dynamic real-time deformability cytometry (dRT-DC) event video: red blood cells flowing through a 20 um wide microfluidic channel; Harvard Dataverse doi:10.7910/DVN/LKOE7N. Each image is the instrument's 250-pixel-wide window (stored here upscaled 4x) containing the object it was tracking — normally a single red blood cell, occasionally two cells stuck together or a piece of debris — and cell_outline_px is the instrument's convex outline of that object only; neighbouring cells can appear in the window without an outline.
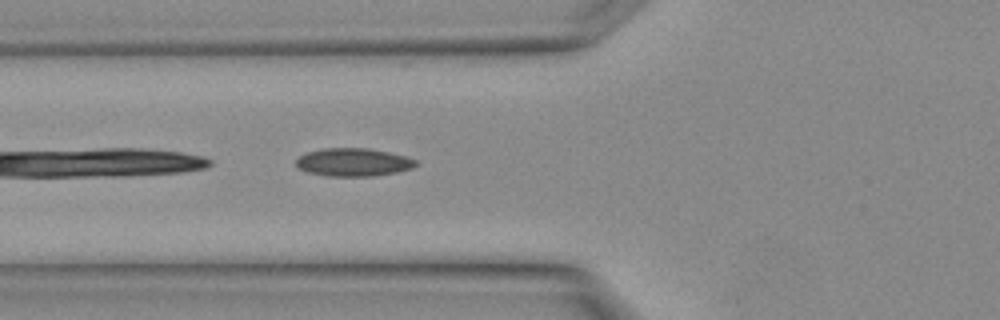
{"species": "Egyptian fruit bat (a non-hibernating species)", "species_latin": "Rousettus aegyptiacus", "temperature_condition": "warm", "stored_images_in_passage": 4, "camera_frame_rate_fps": 3000, "um_per_image_px": 0.085, "animal": {"sex": "female"}, "frame": {"image": 1, "passage_image": 2, "time_ms": 0.333, "image_size_px": [1000, 320], "cell_outline_px": [[416, 164], [412, 168], [396, 172], [372, 176], [328, 176], [308, 172], [296, 168], [296, 160], [300, 156], [308, 152], [324, 148], [368, 148], [388, 152], [404, 156], [416, 160]], "centroid_in_image_um": [30.0, 13.79], "position_along_channel_um": 95.8, "area_um2": 19.42}}
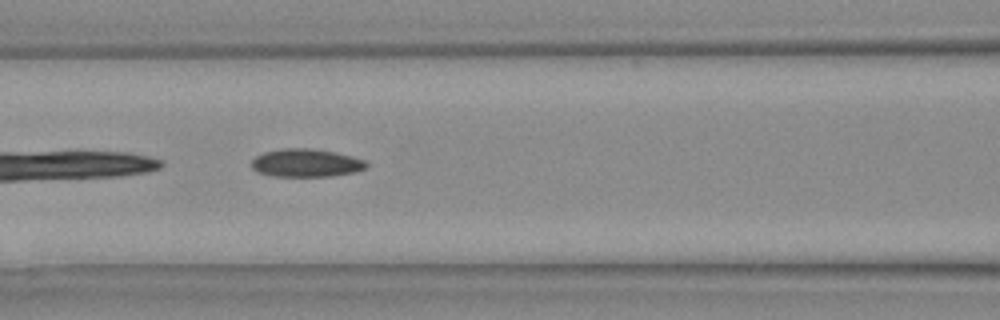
{"frame": {"image": 2, "passage_image": 4, "time_ms": 1.0, "image_size_px": [1000, 320], "cell_outline_px": [[368, 168], [356, 172], [332, 176], [276, 176], [256, 172], [252, 168], [252, 160], [256, 156], [264, 152], [280, 148], [312, 148], [352, 156], [364, 160], [368, 164]], "centroid_in_image_um": [26.03, 13.85], "position_along_channel_um": 140.6, "area_um2": 18.84}}